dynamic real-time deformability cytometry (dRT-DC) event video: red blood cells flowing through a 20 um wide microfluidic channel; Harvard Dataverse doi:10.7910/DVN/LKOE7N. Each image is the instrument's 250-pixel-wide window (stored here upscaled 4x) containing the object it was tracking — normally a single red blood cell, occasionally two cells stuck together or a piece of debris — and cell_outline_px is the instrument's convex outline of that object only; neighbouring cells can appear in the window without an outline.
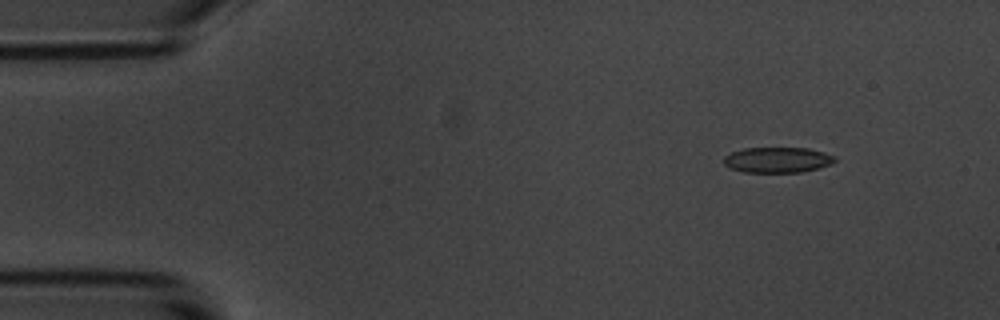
{"species": "common noctule bat (a hibernating species)", "species_latin": "Nyctalus noctula", "temperature_condition": "room temperature", "stored_images_in_passage": 5, "camera_frame_rate_fps": 3000, "um_per_image_px": 0.085, "animal": {"sex": "male", "body_mass_g": 20.1, "forearm_length_mm": 53.5}, "frame": {"image": 1, "passage_image": 2, "time_ms": 1.333, "image_size_px": [1000, 320], "cell_outline_px": [[836, 160], [820, 168], [800, 172], [744, 172], [728, 168], [724, 164], [724, 156], [732, 152], [744, 148], [808, 148], [824, 152], [836, 156]], "centroid_in_image_um": [66.07, 13.59], "position_along_channel_um": 18.9, "area_um2": 16.53}}
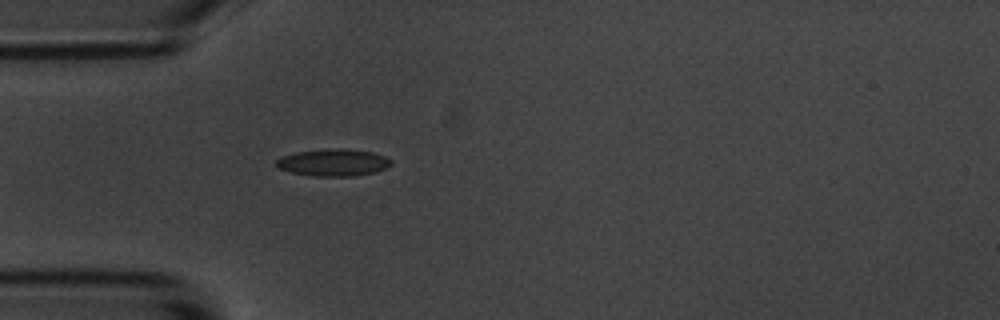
{"frame": {"image": 2, "passage_image": 5, "time_ms": 4.667, "image_size_px": [1000, 320], "cell_outline_px": [[392, 164], [376, 172], [352, 176], [312, 176], [292, 172], [280, 168], [276, 164], [276, 160], [280, 156], [296, 152], [332, 148], [340, 148], [372, 152], [384, 156], [392, 160]], "centroid_in_image_um": [28.33, 13.81], "position_along_channel_um": 56.7, "area_um2": 18.03}}